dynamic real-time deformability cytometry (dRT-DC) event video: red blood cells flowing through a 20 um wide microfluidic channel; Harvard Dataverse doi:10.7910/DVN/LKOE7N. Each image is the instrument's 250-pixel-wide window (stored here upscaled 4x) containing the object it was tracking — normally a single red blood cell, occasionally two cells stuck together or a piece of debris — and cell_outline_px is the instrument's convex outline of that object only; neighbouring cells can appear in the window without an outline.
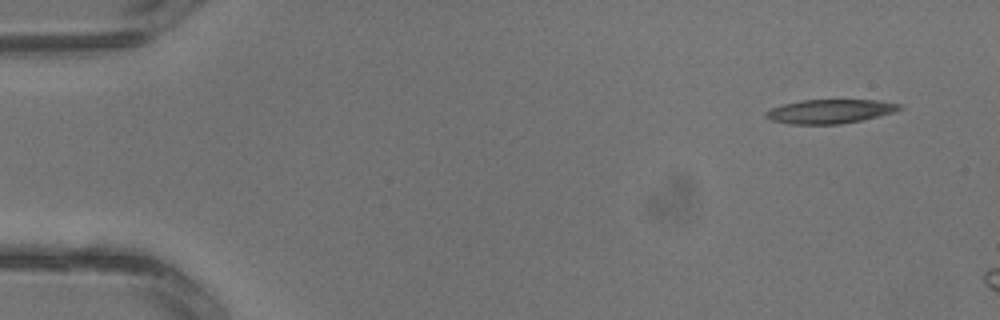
{"species": "common noctule bat (a hibernating species)", "species_latin": "Nyctalus noctula", "temperature_condition": "warm", "stored_images_in_passage": 4, "camera_frame_rate_fps": 3000, "um_per_image_px": 0.085, "animal": {"sex": "male", "body_mass_g": 13.3}, "frame": {"image": 1, "passage_image": 1, "time_ms": 0.0, "image_size_px": [1000, 320], "cell_outline_px": [[904, 108], [892, 112], [860, 120], [840, 124], [788, 124], [772, 120], [764, 116], [764, 112], [772, 108], [784, 104], [800, 100], [876, 100], [904, 104]], "centroid_in_image_um": [70.54, 9.46], "position_along_channel_um": 14.5, "area_um2": 18.61}}
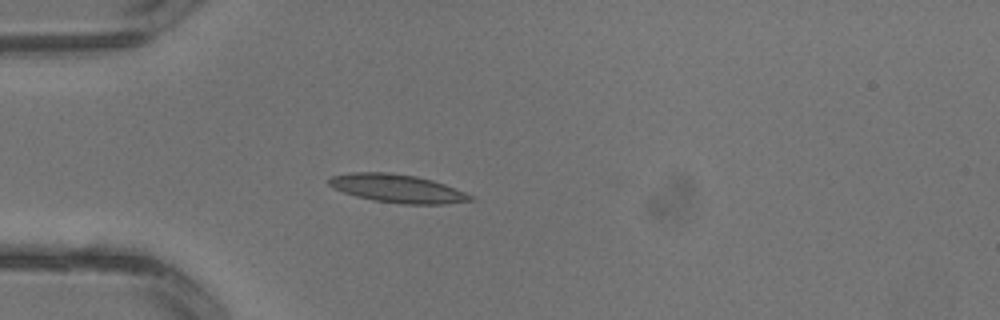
{"frame": {"image": 2, "passage_image": 4, "time_ms": 1.0, "image_size_px": [1000, 320], "cell_outline_px": [[476, 200], [444, 204], [400, 204], [372, 200], [356, 196], [344, 192], [328, 184], [328, 180], [332, 176], [352, 172], [384, 172], [416, 176], [432, 180], [444, 184], [464, 192], [472, 196]], "centroid_in_image_um": [33.79, 16.03], "position_along_channel_um": 51.2, "area_um2": 23.12}}